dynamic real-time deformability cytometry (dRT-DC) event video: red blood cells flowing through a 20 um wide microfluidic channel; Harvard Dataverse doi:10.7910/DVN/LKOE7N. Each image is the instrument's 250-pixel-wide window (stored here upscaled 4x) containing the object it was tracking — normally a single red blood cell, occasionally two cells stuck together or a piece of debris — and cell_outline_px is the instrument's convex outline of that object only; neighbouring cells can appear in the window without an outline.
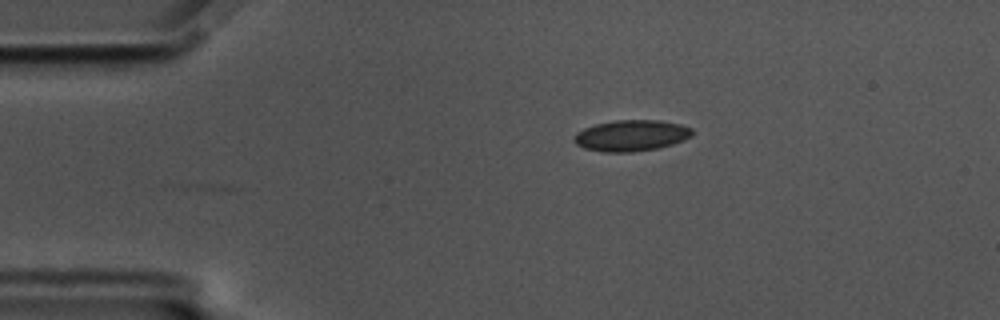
{"species": "common noctule bat (a hibernating species)", "species_latin": "Nyctalus noctula", "temperature_condition": "cold", "stored_images_in_passage": 47, "camera_frame_rate_fps": 3000, "um_per_image_px": 0.085, "animal": {"sex": "male", "body_mass_g": 17.5, "forearm_length_mm": 52.3}, "frame": {"image": 1, "passage_image": 1, "time_ms": 0.0, "image_size_px": [1000, 320], "cell_outline_px": [[692, 136], [684, 140], [672, 144], [656, 148], [632, 152], [600, 152], [584, 148], [576, 144], [572, 140], [576, 132], [584, 128], [596, 124], [616, 120], [660, 120], [680, 124], [692, 128]], "centroid_in_image_um": [53.63, 11.52], "position_along_channel_um": 31.4, "area_um2": 21.5}}
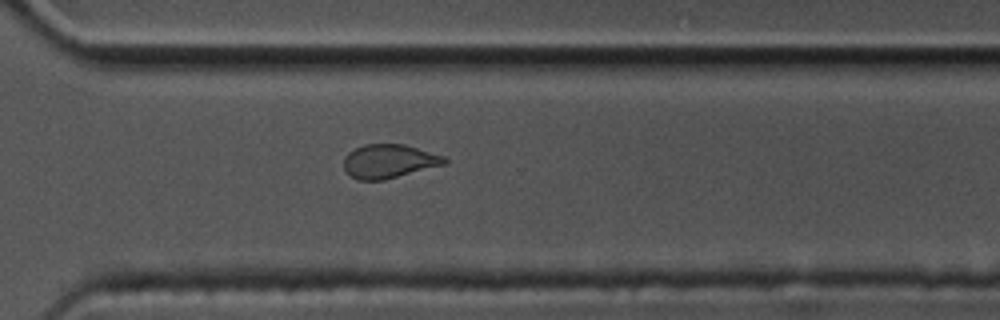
{"frame": {"image": 2, "passage_image": 31, "time_ms": 10.0, "image_size_px": [1000, 320], "cell_outline_px": [[448, 160], [444, 164], [384, 180], [356, 180], [344, 168], [344, 156], [348, 152], [364, 144], [404, 144], [444, 156]], "centroid_in_image_um": [33.04, 13.7], "position_along_channel_um": 337.6, "area_um2": 19.65}}
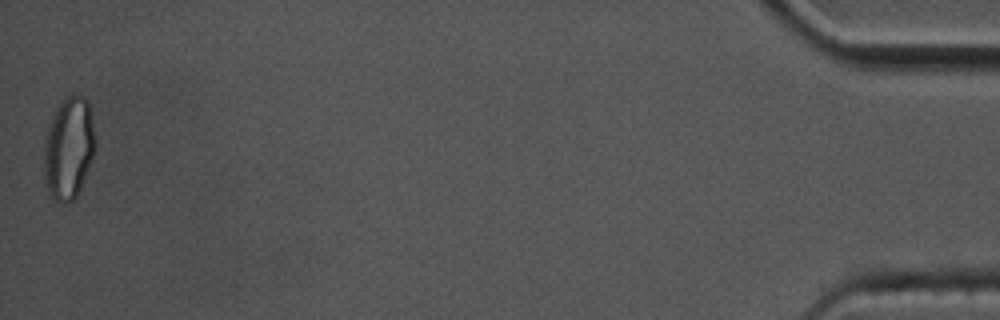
{"frame": {"image": 3, "passage_image": 47, "time_ms": 15.333, "image_size_px": [1000, 320], "cell_outline_px": [[96, 144], [92, 156], [80, 188], [76, 196], [68, 204], [60, 204], [52, 196], [48, 188], [44, 176], [44, 140], [52, 112], [68, 96], [84, 96], [88, 100], [96, 140]], "centroid_in_image_um": [5.83, 12.58], "position_along_channel_um": 429.4, "area_um2": 30.35}, "authors_computed_cell_mechanics": {"area_um2": 20.7502, "velocity_mm_per_s": 3.5159, "shape_relaxation_time_tau1_ms": 6.0623, "shape_relaxation_time_tau2_ms": 2.1674, "deformation_change_tau1": 0.1231, "deformation_change_tau2": 0.0611}}